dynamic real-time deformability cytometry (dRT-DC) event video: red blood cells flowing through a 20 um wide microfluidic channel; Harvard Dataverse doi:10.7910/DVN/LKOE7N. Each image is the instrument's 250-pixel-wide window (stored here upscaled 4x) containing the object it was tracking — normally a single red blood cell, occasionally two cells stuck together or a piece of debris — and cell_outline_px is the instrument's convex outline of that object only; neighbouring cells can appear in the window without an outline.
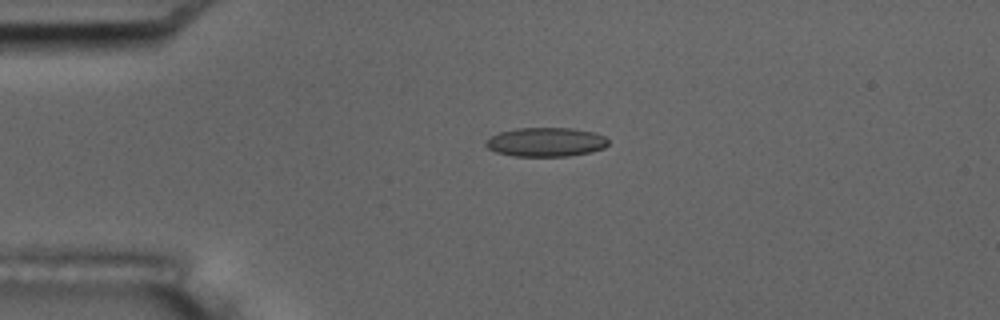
{"species": "common noctule bat (a hibernating species)", "species_latin": "Nyctalus noctula", "temperature_condition": "room temperature", "stored_images_in_passage": 5, "camera_frame_rate_fps": 3000, "um_per_image_px": 0.085, "animal": {"sex": "male", "body_mass_g": 17.5, "forearm_length_mm": 52.3}, "frame": {"image": 1, "passage_image": 4, "time_ms": 4.333, "image_size_px": [1000, 320], "cell_outline_px": [[608, 144], [604, 148], [592, 152], [568, 156], [512, 156], [496, 152], [488, 148], [484, 144], [484, 140], [500, 132], [516, 128], [572, 128], [592, 132], [604, 136], [608, 140]], "centroid_in_image_um": [46.38, 12.08], "position_along_channel_um": 38.6, "area_um2": 20.81}}